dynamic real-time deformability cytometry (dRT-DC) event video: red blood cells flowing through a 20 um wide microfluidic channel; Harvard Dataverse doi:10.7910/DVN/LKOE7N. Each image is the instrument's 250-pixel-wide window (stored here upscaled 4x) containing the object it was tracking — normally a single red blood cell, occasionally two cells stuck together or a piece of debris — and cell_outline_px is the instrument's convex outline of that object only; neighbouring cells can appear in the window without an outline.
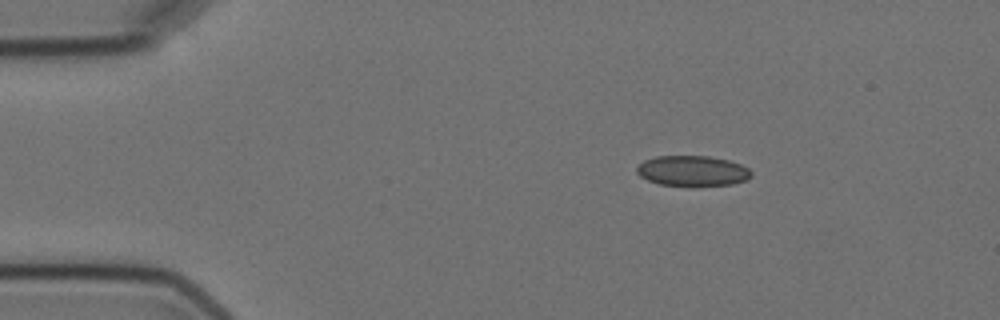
{"species": "Egyptian fruit bat (a non-hibernating species)", "species_latin": "Rousettus aegyptiacus", "temperature_condition": "cold", "stored_images_in_passage": 3, "camera_frame_rate_fps": 3000, "um_per_image_px": 0.085, "animal": {"sex": "female"}, "frame": {"image": 1, "passage_image": 1, "time_ms": 0.0, "image_size_px": [1000, 320], "cell_outline_px": [[752, 176], [748, 180], [732, 184], [688, 188], [660, 184], [648, 180], [640, 176], [636, 172], [636, 168], [644, 160], [656, 156], [708, 156], [728, 160], [740, 164], [748, 168], [752, 172]], "centroid_in_image_um": [58.87, 14.56], "position_along_channel_um": 26.1, "area_um2": 20.87}}